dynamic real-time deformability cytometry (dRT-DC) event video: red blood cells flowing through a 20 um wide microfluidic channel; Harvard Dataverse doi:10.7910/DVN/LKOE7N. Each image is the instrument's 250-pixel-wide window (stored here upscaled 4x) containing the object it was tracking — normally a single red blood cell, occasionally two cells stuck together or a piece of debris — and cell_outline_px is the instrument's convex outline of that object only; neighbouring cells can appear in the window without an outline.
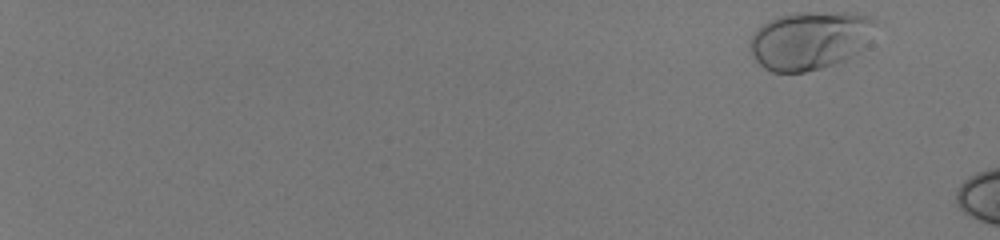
{"species": "human", "species_latin": "Homo sapiens", "temperature_condition": "room temperature", "stored_images_in_passage": 7, "camera_frame_rate_fps": 3000, "um_per_image_px": 0.085, "donor": {"sex": "male"}, "frame": {"image": 1, "passage_image": 1, "time_ms": 0.0, "image_size_px": [1000, 240], "cell_outline_px": [[872, 20], [864, 44], [856, 52], [844, 60], [836, 64], [804, 72], [772, 72], [764, 68], [752, 56], [748, 44], [756, 28], [768, 20], [780, 16], [796, 12], [856, 12], [868, 16]], "centroid_in_image_um": [68.72, 3.42], "position_along_channel_um": 16.3, "area_um2": 42.02}}